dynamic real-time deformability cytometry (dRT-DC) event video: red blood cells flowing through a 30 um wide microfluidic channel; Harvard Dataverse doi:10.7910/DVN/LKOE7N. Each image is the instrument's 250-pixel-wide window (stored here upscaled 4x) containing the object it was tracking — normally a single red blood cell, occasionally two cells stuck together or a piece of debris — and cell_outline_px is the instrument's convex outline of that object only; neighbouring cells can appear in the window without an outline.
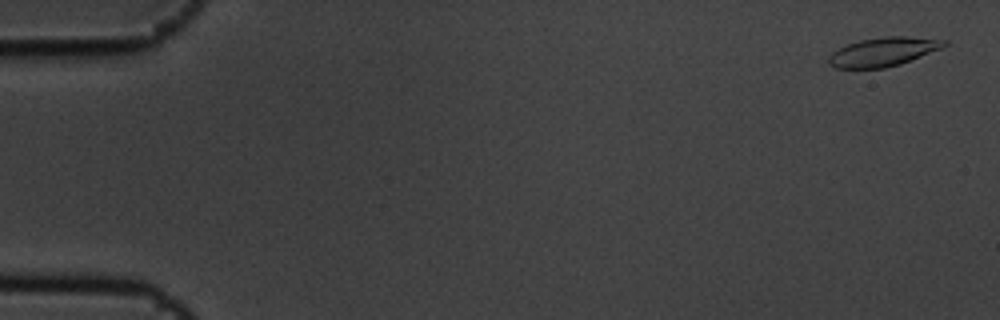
{"species": "common noctule bat (a hibernating species)", "species_latin": "Nyctalus noctula", "temperature_condition": "cold", "stored_images_in_passage": 15, "camera_frame_rate_fps": 3000, "um_per_image_px": 0.085, "animal": {"sex": "male", "body_mass_g": 19.5, "forearm_length_mm": 54.6}, "frame": {"image": 1, "passage_image": 1, "time_ms": 0.0, "image_size_px": [1000, 320], "cell_outline_px": [[948, 44], [940, 48], [900, 64], [884, 68], [836, 68], [828, 64], [828, 56], [832, 52], [848, 44], [860, 40], [888, 36], [908, 36], [948, 40]], "centroid_in_image_um": [75.06, 4.4], "position_along_channel_um": 9.9, "area_um2": 19.25}}
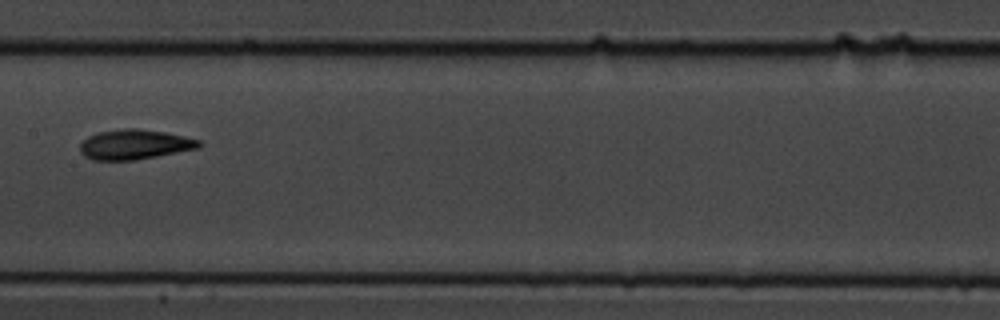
{"frame": {"image": 2, "passage_image": 8, "time_ms": 2.333, "image_size_px": [1000, 320], "cell_outline_px": [[204, 144], [200, 148], [156, 156], [132, 160], [92, 160], [84, 156], [80, 152], [80, 144], [88, 136], [96, 132], [124, 128], [136, 128], [164, 132], [184, 136], [200, 140]], "centroid_in_image_um": [11.44, 12.27], "position_along_channel_um": 196.0, "area_um2": 20.81}}
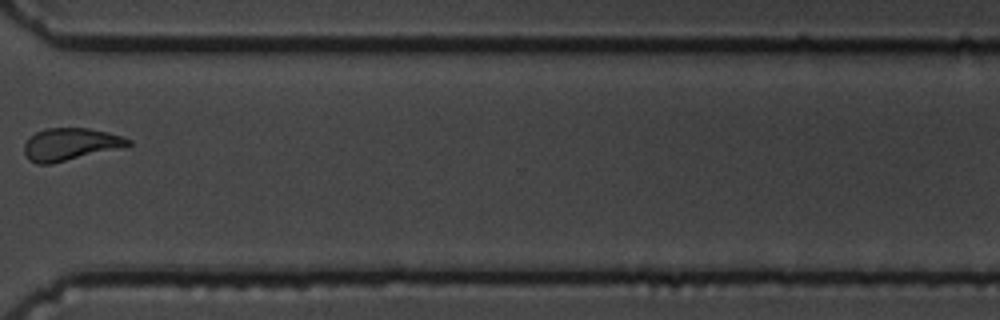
{"frame": {"image": 3, "passage_image": 12, "time_ms": 3.667, "image_size_px": [1000, 320], "cell_outline_px": [[132, 144], [52, 164], [36, 164], [28, 160], [24, 152], [24, 144], [28, 136], [44, 128], [88, 128], [108, 132], [132, 140]], "centroid_in_image_um": [5.89, 12.25], "position_along_channel_um": 364.7, "area_um2": 19.48}}